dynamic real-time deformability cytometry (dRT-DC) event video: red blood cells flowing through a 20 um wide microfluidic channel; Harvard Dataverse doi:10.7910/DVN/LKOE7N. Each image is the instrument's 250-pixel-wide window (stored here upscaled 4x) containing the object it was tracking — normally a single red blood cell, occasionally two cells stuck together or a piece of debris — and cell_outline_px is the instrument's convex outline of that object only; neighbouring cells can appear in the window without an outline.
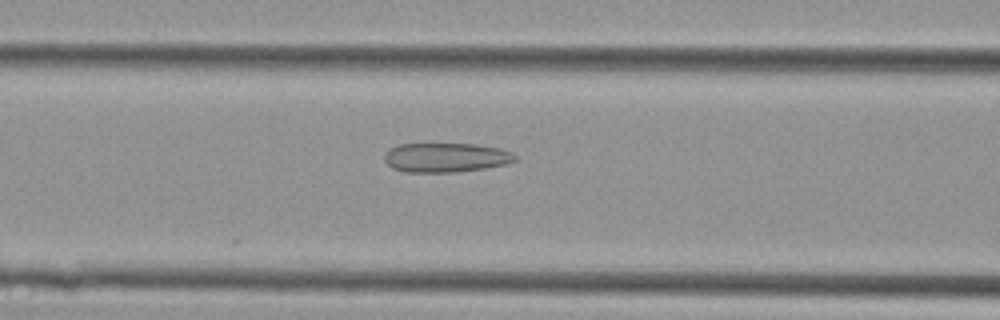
{"species": "Egyptian fruit bat (a non-hibernating species)", "species_latin": "Rousettus aegyptiacus", "temperature_condition": "cold", "stored_images_in_passage": 6, "camera_frame_rate_fps": 3000, "um_per_image_px": 0.085, "animal": {"sex": "female"}, "frame": {"image": 1, "passage_image": 5, "time_ms": 1.333, "image_size_px": [1000, 320], "cell_outline_px": [[516, 160], [504, 164], [484, 168], [456, 172], [404, 172], [392, 168], [384, 160], [384, 152], [400, 144], [476, 144], [500, 148], [512, 152], [516, 156]], "centroid_in_image_um": [37.88, 13.39], "position_along_channel_um": 128.7, "area_um2": 22.31}}